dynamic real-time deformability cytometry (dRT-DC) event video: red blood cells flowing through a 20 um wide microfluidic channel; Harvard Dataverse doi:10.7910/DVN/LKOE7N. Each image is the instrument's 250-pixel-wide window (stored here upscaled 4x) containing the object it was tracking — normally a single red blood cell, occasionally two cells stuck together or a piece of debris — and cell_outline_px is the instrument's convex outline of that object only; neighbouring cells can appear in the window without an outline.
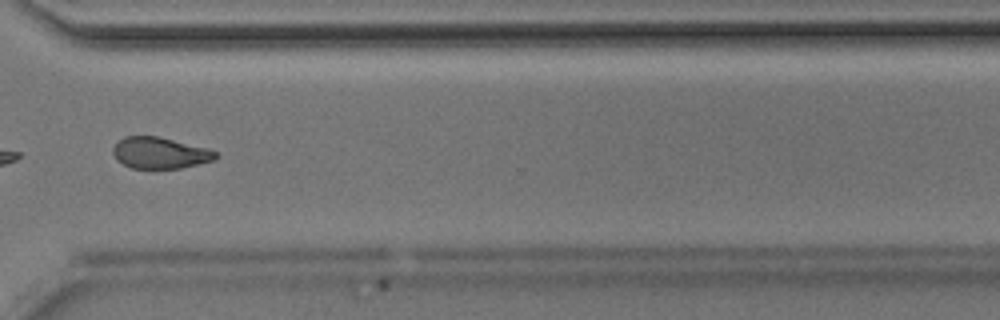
{"species": "Egyptian fruit bat (a non-hibernating species)", "species_latin": "Rousettus aegyptiacus", "temperature_condition": "room temperature", "stored_images_in_passage": 41, "camera_frame_rate_fps": 3000, "um_per_image_px": 0.085, "animal": {"sex": "male"}, "frame": {"image": 1, "passage_image": 30, "time_ms": 9.667, "image_size_px": [1000, 320], "cell_outline_px": [[220, 156], [212, 160], [180, 168], [132, 168], [116, 160], [112, 152], [112, 148], [124, 136], [160, 136], [208, 148], [216, 152]], "centroid_in_image_um": [13.59, 12.98], "position_along_channel_um": 357.0, "area_um2": 18.73}}